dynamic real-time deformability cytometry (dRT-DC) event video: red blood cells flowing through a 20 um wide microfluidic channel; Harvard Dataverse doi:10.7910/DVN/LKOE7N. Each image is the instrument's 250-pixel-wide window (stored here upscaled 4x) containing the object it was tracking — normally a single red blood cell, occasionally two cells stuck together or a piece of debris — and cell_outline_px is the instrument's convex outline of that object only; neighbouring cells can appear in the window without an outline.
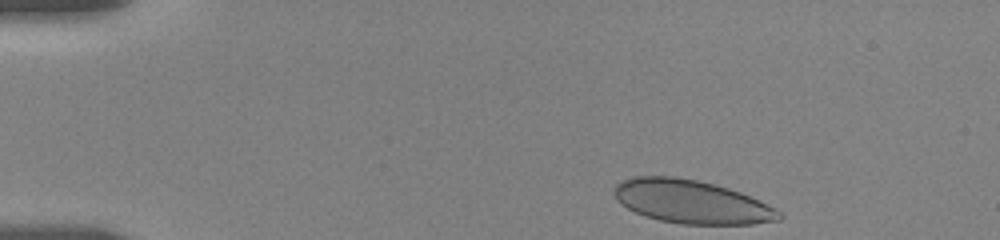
{"species": "human", "species_latin": "Homo sapiens", "temperature_condition": "room temperature", "stored_images_in_passage": 41, "camera_frame_rate_fps": 3000, "um_per_image_px": 0.085, "donor": {"sex": "female"}, "frame": {"image": 1, "passage_image": 1, "time_ms": 0.0, "image_size_px": [1000, 240], "cell_outline_px": [[784, 216], [780, 220], [752, 224], [680, 224], [660, 220], [644, 216], [620, 204], [616, 200], [612, 192], [616, 184], [620, 180], [632, 176], [676, 176], [716, 184], [740, 192], [780, 212]], "centroid_in_image_um": [58.7, 17.14], "position_along_channel_um": 26.3, "area_um2": 41.67}}
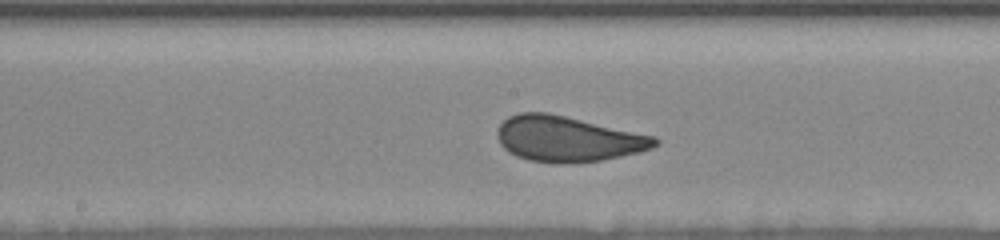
{"frame": {"image": 2, "passage_image": 22, "time_ms": 7.0, "image_size_px": [1000, 240], "cell_outline_px": [[660, 144], [652, 148], [640, 152], [600, 160], [572, 164], [560, 164], [528, 160], [516, 156], [508, 152], [500, 144], [496, 136], [496, 132], [500, 124], [508, 116], [520, 112], [548, 112], [656, 136], [660, 140]], "centroid_in_image_um": [48.26, 11.81], "position_along_channel_um": 199.9, "area_um2": 42.25}}
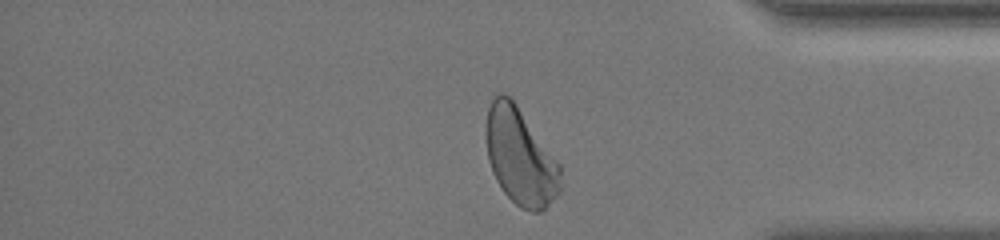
{"frame": {"image": 3, "passage_image": 40, "time_ms": 12.667, "image_size_px": [1000, 240], "cell_outline_px": [[560, 192], [540, 212], [532, 212], [520, 208], [504, 192], [496, 180], [492, 172], [488, 160], [484, 132], [484, 128], [488, 108], [492, 100], [500, 92], [504, 92], [516, 104], [560, 164]], "centroid_in_image_um": [44.19, 13.31], "position_along_channel_um": 391.0, "area_um2": 41.91}, "authors_computed_cell_mechanics": {"area_um2": 41.3848, "velocity_mm_per_s": 3.6191, "shape_relaxation_time_tau1_ms": 5.7596, "shape_relaxation_time_tau2_ms": null, "deformation_change_tau1": 0.1287, "deformation_change_tau2": null}}